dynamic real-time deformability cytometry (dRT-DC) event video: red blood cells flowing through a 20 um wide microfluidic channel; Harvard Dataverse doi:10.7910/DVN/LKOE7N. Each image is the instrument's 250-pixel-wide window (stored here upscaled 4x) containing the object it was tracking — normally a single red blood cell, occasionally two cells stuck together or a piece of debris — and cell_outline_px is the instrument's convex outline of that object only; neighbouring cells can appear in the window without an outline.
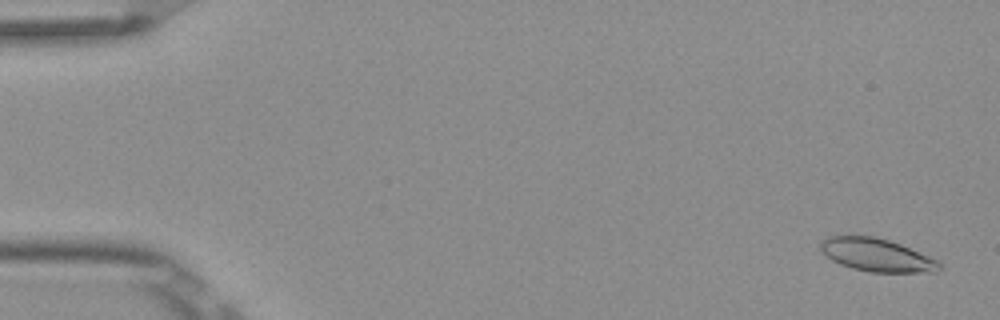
{"species": "Egyptian fruit bat (a non-hibernating species)", "species_latin": "Rousettus aegyptiacus", "temperature_condition": "room temperature", "stored_images_in_passage": 5, "camera_frame_rate_fps": 3000, "um_per_image_px": 0.085, "frame": {"image": 1, "passage_image": 1, "time_ms": 0.0, "image_size_px": [1000, 320], "cell_outline_px": [[940, 268], [936, 272], [872, 272], [852, 268], [840, 264], [832, 260], [820, 248], [820, 240], [828, 236], [876, 236], [900, 244], [940, 260]], "centroid_in_image_um": [74.54, 21.67], "position_along_channel_um": 10.5, "area_um2": 22.77}}